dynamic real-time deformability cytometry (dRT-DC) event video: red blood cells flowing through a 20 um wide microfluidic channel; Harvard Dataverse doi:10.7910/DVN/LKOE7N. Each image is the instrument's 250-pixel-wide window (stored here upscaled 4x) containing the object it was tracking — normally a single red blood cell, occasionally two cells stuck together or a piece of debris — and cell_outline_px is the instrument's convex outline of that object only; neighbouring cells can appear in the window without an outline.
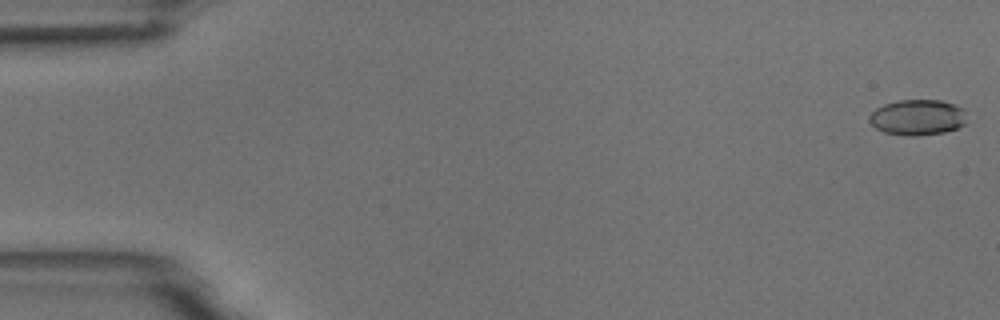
{"species": "common noctule bat (a hibernating species)", "species_latin": "Nyctalus noctula", "temperature_condition": "room temperature", "stored_images_in_passage": 5, "camera_frame_rate_fps": 3000, "um_per_image_px": 0.085, "animal": {"sex": "male", "body_mass_g": 18.8}, "frame": {"image": 1, "passage_image": 1, "time_ms": 0.0, "image_size_px": [1000, 320], "cell_outline_px": [[964, 124], [956, 128], [944, 132], [916, 136], [908, 136], [884, 132], [876, 128], [868, 120], [868, 116], [876, 108], [884, 104], [900, 100], [940, 100], [964, 108]], "centroid_in_image_um": [77.96, 9.97], "position_along_channel_um": 7.0, "area_um2": 20.11}}
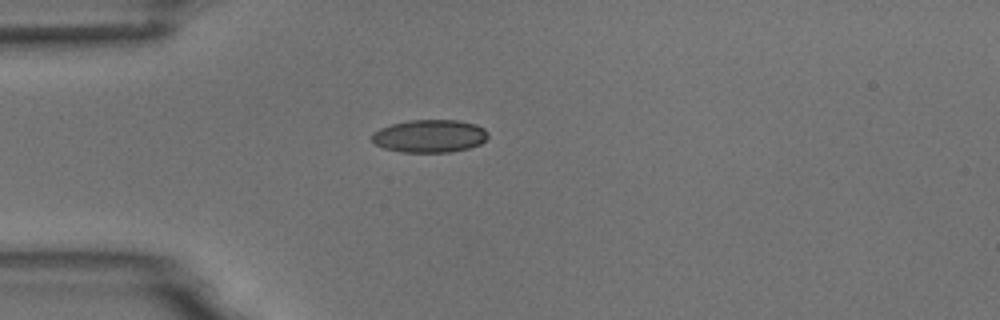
{"frame": {"image": 2, "passage_image": 5, "time_ms": 4.667, "image_size_px": [1000, 320], "cell_outline_px": [[488, 136], [480, 144], [468, 148], [452, 152], [400, 152], [384, 148], [376, 144], [372, 140], [372, 132], [380, 128], [392, 124], [412, 120], [456, 120], [476, 124], [484, 128], [488, 132]], "centroid_in_image_um": [36.52, 11.56], "position_along_channel_um": 48.5, "area_um2": 22.2}}